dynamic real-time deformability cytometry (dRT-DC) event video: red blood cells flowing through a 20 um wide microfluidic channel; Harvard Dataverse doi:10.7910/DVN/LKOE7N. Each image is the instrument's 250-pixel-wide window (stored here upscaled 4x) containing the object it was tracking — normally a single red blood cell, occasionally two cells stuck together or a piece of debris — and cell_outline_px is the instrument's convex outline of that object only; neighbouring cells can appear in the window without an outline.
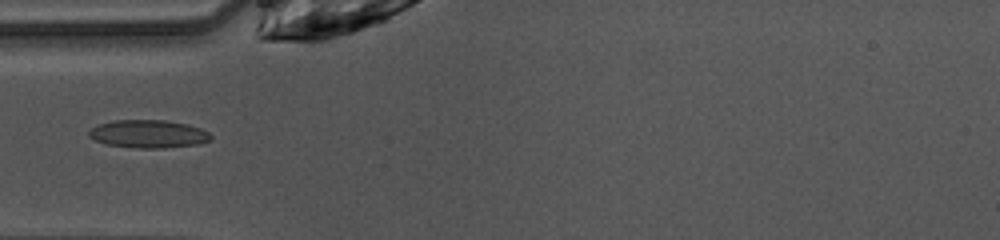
{"species": "common noctule bat (a hibernating species)", "species_latin": "Nyctalus noctula", "temperature_condition": "warm", "stored_images_in_passage": 35, "camera_frame_rate_fps": 3000, "um_per_image_px": 0.085, "animal": {"sex": "female", "body_mass_g": 10.0, "forearm_length_mm": 53.1}, "frame": {"image": 1, "passage_image": 1, "time_ms": 0.0, "image_size_px": [1000, 240], "cell_outline_px": [[212, 140], [200, 144], [164, 148], [136, 148], [108, 144], [96, 140], [88, 136], [88, 132], [96, 124], [112, 120], [164, 120], [188, 124], [200, 128], [208, 132], [212, 136]], "centroid_in_image_um": [12.63, 11.38], "position_along_channel_um": 72.4, "area_um2": 20.0}}
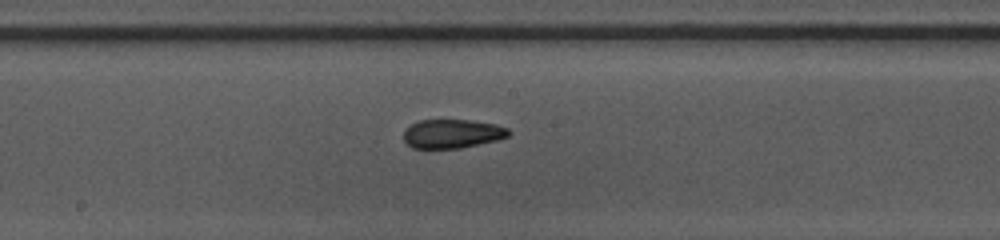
{"frame": {"image": 2, "passage_image": 11, "time_ms": 3.333, "image_size_px": [1000, 240], "cell_outline_px": [[512, 132], [508, 136], [496, 140], [460, 148], [412, 148], [404, 140], [404, 132], [412, 124], [420, 120], [468, 120], [496, 124], [508, 128]], "centroid_in_image_um": [38.46, 11.36], "position_along_channel_um": 209.7, "area_um2": 17.51}}
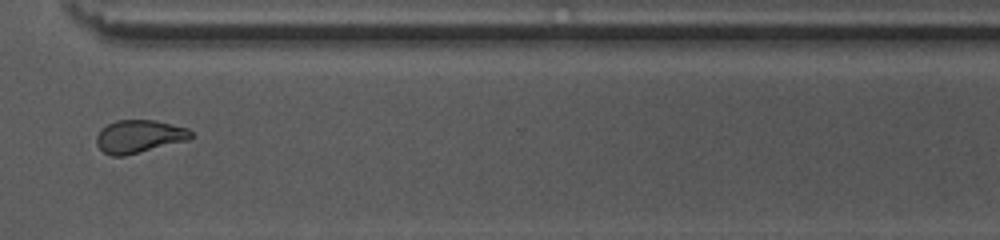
{"frame": {"image": 3, "passage_image": 22, "time_ms": 7.0, "image_size_px": [1000, 240], "cell_outline_px": [[192, 136], [188, 140], [124, 156], [112, 156], [104, 152], [96, 144], [96, 136], [100, 128], [116, 120], [156, 120], [188, 128], [192, 132]], "centroid_in_image_um": [11.8, 11.59], "position_along_channel_um": 358.8, "area_um2": 18.15}}